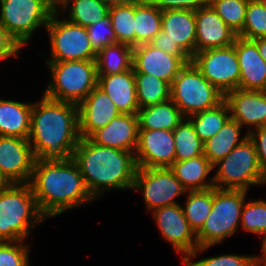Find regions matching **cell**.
Listing matches in <instances>:
<instances>
[{"label":"cell","mask_w":266,"mask_h":266,"mask_svg":"<svg viewBox=\"0 0 266 266\" xmlns=\"http://www.w3.org/2000/svg\"><path fill=\"white\" fill-rule=\"evenodd\" d=\"M80 138L78 105L44 95L32 104L28 141L37 160L72 158Z\"/></svg>","instance_id":"1"},{"label":"cell","mask_w":266,"mask_h":266,"mask_svg":"<svg viewBox=\"0 0 266 266\" xmlns=\"http://www.w3.org/2000/svg\"><path fill=\"white\" fill-rule=\"evenodd\" d=\"M29 185L37 206L46 219L94 199L72 158L36 159Z\"/></svg>","instance_id":"2"},{"label":"cell","mask_w":266,"mask_h":266,"mask_svg":"<svg viewBox=\"0 0 266 266\" xmlns=\"http://www.w3.org/2000/svg\"><path fill=\"white\" fill-rule=\"evenodd\" d=\"M72 159L93 198L107 189H133L137 164L133 152L95 144L80 138Z\"/></svg>","instance_id":"3"},{"label":"cell","mask_w":266,"mask_h":266,"mask_svg":"<svg viewBox=\"0 0 266 266\" xmlns=\"http://www.w3.org/2000/svg\"><path fill=\"white\" fill-rule=\"evenodd\" d=\"M45 219L29 183H12L0 191V242L24 241Z\"/></svg>","instance_id":"4"},{"label":"cell","mask_w":266,"mask_h":266,"mask_svg":"<svg viewBox=\"0 0 266 266\" xmlns=\"http://www.w3.org/2000/svg\"><path fill=\"white\" fill-rule=\"evenodd\" d=\"M248 191L213 187V205L202 228L196 233L199 247L186 260L232 236L241 220Z\"/></svg>","instance_id":"5"},{"label":"cell","mask_w":266,"mask_h":266,"mask_svg":"<svg viewBox=\"0 0 266 266\" xmlns=\"http://www.w3.org/2000/svg\"><path fill=\"white\" fill-rule=\"evenodd\" d=\"M52 82L44 90V96L79 105L97 86L95 60L46 61Z\"/></svg>","instance_id":"6"},{"label":"cell","mask_w":266,"mask_h":266,"mask_svg":"<svg viewBox=\"0 0 266 266\" xmlns=\"http://www.w3.org/2000/svg\"><path fill=\"white\" fill-rule=\"evenodd\" d=\"M216 166H219L218 170L212 176L215 188L247 191L251 185L264 184L266 173L261 169L257 151L249 137Z\"/></svg>","instance_id":"7"},{"label":"cell","mask_w":266,"mask_h":266,"mask_svg":"<svg viewBox=\"0 0 266 266\" xmlns=\"http://www.w3.org/2000/svg\"><path fill=\"white\" fill-rule=\"evenodd\" d=\"M170 99L185 118L217 106L224 94L213 86L195 65L186 64L170 86Z\"/></svg>","instance_id":"8"},{"label":"cell","mask_w":266,"mask_h":266,"mask_svg":"<svg viewBox=\"0 0 266 266\" xmlns=\"http://www.w3.org/2000/svg\"><path fill=\"white\" fill-rule=\"evenodd\" d=\"M0 24L24 47L33 31L46 27L56 0H0Z\"/></svg>","instance_id":"9"},{"label":"cell","mask_w":266,"mask_h":266,"mask_svg":"<svg viewBox=\"0 0 266 266\" xmlns=\"http://www.w3.org/2000/svg\"><path fill=\"white\" fill-rule=\"evenodd\" d=\"M59 10L55 9L45 27L51 44V58L46 61L96 60L86 27L68 20H58Z\"/></svg>","instance_id":"10"},{"label":"cell","mask_w":266,"mask_h":266,"mask_svg":"<svg viewBox=\"0 0 266 266\" xmlns=\"http://www.w3.org/2000/svg\"><path fill=\"white\" fill-rule=\"evenodd\" d=\"M191 62L224 95L239 88L240 69L233 44L196 52Z\"/></svg>","instance_id":"11"},{"label":"cell","mask_w":266,"mask_h":266,"mask_svg":"<svg viewBox=\"0 0 266 266\" xmlns=\"http://www.w3.org/2000/svg\"><path fill=\"white\" fill-rule=\"evenodd\" d=\"M133 188L143 191L148 211L177 204L175 198L187 193L173 171L166 167H137Z\"/></svg>","instance_id":"12"},{"label":"cell","mask_w":266,"mask_h":266,"mask_svg":"<svg viewBox=\"0 0 266 266\" xmlns=\"http://www.w3.org/2000/svg\"><path fill=\"white\" fill-rule=\"evenodd\" d=\"M153 216L163 238L173 245L177 252L184 254L182 262L199 247L196 233L186 220L181 205L177 203L157 208L153 210Z\"/></svg>","instance_id":"13"},{"label":"cell","mask_w":266,"mask_h":266,"mask_svg":"<svg viewBox=\"0 0 266 266\" xmlns=\"http://www.w3.org/2000/svg\"><path fill=\"white\" fill-rule=\"evenodd\" d=\"M134 155L139 168H169L175 162L173 131L139 130Z\"/></svg>","instance_id":"14"},{"label":"cell","mask_w":266,"mask_h":266,"mask_svg":"<svg viewBox=\"0 0 266 266\" xmlns=\"http://www.w3.org/2000/svg\"><path fill=\"white\" fill-rule=\"evenodd\" d=\"M35 160L28 139L0 135V170L11 183H29Z\"/></svg>","instance_id":"15"},{"label":"cell","mask_w":266,"mask_h":266,"mask_svg":"<svg viewBox=\"0 0 266 266\" xmlns=\"http://www.w3.org/2000/svg\"><path fill=\"white\" fill-rule=\"evenodd\" d=\"M186 63L178 56L157 49L149 43L133 47L134 73H145L166 81L170 86Z\"/></svg>","instance_id":"16"},{"label":"cell","mask_w":266,"mask_h":266,"mask_svg":"<svg viewBox=\"0 0 266 266\" xmlns=\"http://www.w3.org/2000/svg\"><path fill=\"white\" fill-rule=\"evenodd\" d=\"M78 110L81 138H89L121 114L110 97L98 86L78 105Z\"/></svg>","instance_id":"17"},{"label":"cell","mask_w":266,"mask_h":266,"mask_svg":"<svg viewBox=\"0 0 266 266\" xmlns=\"http://www.w3.org/2000/svg\"><path fill=\"white\" fill-rule=\"evenodd\" d=\"M231 119L256 128L266 125V91L235 89L224 95Z\"/></svg>","instance_id":"18"},{"label":"cell","mask_w":266,"mask_h":266,"mask_svg":"<svg viewBox=\"0 0 266 266\" xmlns=\"http://www.w3.org/2000/svg\"><path fill=\"white\" fill-rule=\"evenodd\" d=\"M196 52L232 45L237 34L208 5L195 11Z\"/></svg>","instance_id":"19"},{"label":"cell","mask_w":266,"mask_h":266,"mask_svg":"<svg viewBox=\"0 0 266 266\" xmlns=\"http://www.w3.org/2000/svg\"><path fill=\"white\" fill-rule=\"evenodd\" d=\"M240 69L239 89L266 91V61L254 40L237 36L233 43Z\"/></svg>","instance_id":"20"},{"label":"cell","mask_w":266,"mask_h":266,"mask_svg":"<svg viewBox=\"0 0 266 266\" xmlns=\"http://www.w3.org/2000/svg\"><path fill=\"white\" fill-rule=\"evenodd\" d=\"M139 134L137 114H119L95 131L89 139L95 144L135 152Z\"/></svg>","instance_id":"21"},{"label":"cell","mask_w":266,"mask_h":266,"mask_svg":"<svg viewBox=\"0 0 266 266\" xmlns=\"http://www.w3.org/2000/svg\"><path fill=\"white\" fill-rule=\"evenodd\" d=\"M97 76V86L110 97L120 113L137 114L139 105L133 68L118 74Z\"/></svg>","instance_id":"22"},{"label":"cell","mask_w":266,"mask_h":266,"mask_svg":"<svg viewBox=\"0 0 266 266\" xmlns=\"http://www.w3.org/2000/svg\"><path fill=\"white\" fill-rule=\"evenodd\" d=\"M162 30L190 57L196 53L195 10L162 11Z\"/></svg>","instance_id":"23"},{"label":"cell","mask_w":266,"mask_h":266,"mask_svg":"<svg viewBox=\"0 0 266 266\" xmlns=\"http://www.w3.org/2000/svg\"><path fill=\"white\" fill-rule=\"evenodd\" d=\"M187 191L207 190L215 187L213 178L207 183V176L215 169L203 155L184 161H175L169 167Z\"/></svg>","instance_id":"24"},{"label":"cell","mask_w":266,"mask_h":266,"mask_svg":"<svg viewBox=\"0 0 266 266\" xmlns=\"http://www.w3.org/2000/svg\"><path fill=\"white\" fill-rule=\"evenodd\" d=\"M32 104L0 99V135L28 139Z\"/></svg>","instance_id":"25"},{"label":"cell","mask_w":266,"mask_h":266,"mask_svg":"<svg viewBox=\"0 0 266 266\" xmlns=\"http://www.w3.org/2000/svg\"><path fill=\"white\" fill-rule=\"evenodd\" d=\"M139 130L173 131L185 118L171 100L141 108L137 112Z\"/></svg>","instance_id":"26"},{"label":"cell","mask_w":266,"mask_h":266,"mask_svg":"<svg viewBox=\"0 0 266 266\" xmlns=\"http://www.w3.org/2000/svg\"><path fill=\"white\" fill-rule=\"evenodd\" d=\"M241 129L242 126L230 118L217 134L204 142L203 154L213 166L248 137L245 135L239 139Z\"/></svg>","instance_id":"27"},{"label":"cell","mask_w":266,"mask_h":266,"mask_svg":"<svg viewBox=\"0 0 266 266\" xmlns=\"http://www.w3.org/2000/svg\"><path fill=\"white\" fill-rule=\"evenodd\" d=\"M135 46L149 43L162 30V11L149 0L135 2Z\"/></svg>","instance_id":"28"},{"label":"cell","mask_w":266,"mask_h":266,"mask_svg":"<svg viewBox=\"0 0 266 266\" xmlns=\"http://www.w3.org/2000/svg\"><path fill=\"white\" fill-rule=\"evenodd\" d=\"M97 75H112L132 69L133 47L125 43L105 46L96 54Z\"/></svg>","instance_id":"29"},{"label":"cell","mask_w":266,"mask_h":266,"mask_svg":"<svg viewBox=\"0 0 266 266\" xmlns=\"http://www.w3.org/2000/svg\"><path fill=\"white\" fill-rule=\"evenodd\" d=\"M187 118L193 125L200 140L204 143L213 137L231 118L228 104L225 100L217 106L191 115Z\"/></svg>","instance_id":"30"},{"label":"cell","mask_w":266,"mask_h":266,"mask_svg":"<svg viewBox=\"0 0 266 266\" xmlns=\"http://www.w3.org/2000/svg\"><path fill=\"white\" fill-rule=\"evenodd\" d=\"M71 0H56V9L64 12ZM61 8V9H59ZM109 7L99 0H74L69 10L68 21L88 27L108 15Z\"/></svg>","instance_id":"31"},{"label":"cell","mask_w":266,"mask_h":266,"mask_svg":"<svg viewBox=\"0 0 266 266\" xmlns=\"http://www.w3.org/2000/svg\"><path fill=\"white\" fill-rule=\"evenodd\" d=\"M139 109L170 99V85L156 76L134 73Z\"/></svg>","instance_id":"32"},{"label":"cell","mask_w":266,"mask_h":266,"mask_svg":"<svg viewBox=\"0 0 266 266\" xmlns=\"http://www.w3.org/2000/svg\"><path fill=\"white\" fill-rule=\"evenodd\" d=\"M213 205V188L207 190L187 191L184 215L190 227L197 233L211 213Z\"/></svg>","instance_id":"33"},{"label":"cell","mask_w":266,"mask_h":266,"mask_svg":"<svg viewBox=\"0 0 266 266\" xmlns=\"http://www.w3.org/2000/svg\"><path fill=\"white\" fill-rule=\"evenodd\" d=\"M185 120L173 130L175 161L189 160L204 153V143L196 134L192 123L188 119Z\"/></svg>","instance_id":"34"},{"label":"cell","mask_w":266,"mask_h":266,"mask_svg":"<svg viewBox=\"0 0 266 266\" xmlns=\"http://www.w3.org/2000/svg\"><path fill=\"white\" fill-rule=\"evenodd\" d=\"M108 15L113 30L117 37V43H125L135 46V2L109 7Z\"/></svg>","instance_id":"35"},{"label":"cell","mask_w":266,"mask_h":266,"mask_svg":"<svg viewBox=\"0 0 266 266\" xmlns=\"http://www.w3.org/2000/svg\"><path fill=\"white\" fill-rule=\"evenodd\" d=\"M238 36L254 40L266 37V4L258 0H248L243 29Z\"/></svg>","instance_id":"36"},{"label":"cell","mask_w":266,"mask_h":266,"mask_svg":"<svg viewBox=\"0 0 266 266\" xmlns=\"http://www.w3.org/2000/svg\"><path fill=\"white\" fill-rule=\"evenodd\" d=\"M209 5L236 34L243 29L248 0H210Z\"/></svg>","instance_id":"37"},{"label":"cell","mask_w":266,"mask_h":266,"mask_svg":"<svg viewBox=\"0 0 266 266\" xmlns=\"http://www.w3.org/2000/svg\"><path fill=\"white\" fill-rule=\"evenodd\" d=\"M241 226L250 233L266 234V201L256 200L243 204L241 211Z\"/></svg>","instance_id":"38"},{"label":"cell","mask_w":266,"mask_h":266,"mask_svg":"<svg viewBox=\"0 0 266 266\" xmlns=\"http://www.w3.org/2000/svg\"><path fill=\"white\" fill-rule=\"evenodd\" d=\"M91 45L98 52L105 46L117 43L115 31L110 23L109 15L86 27Z\"/></svg>","instance_id":"39"},{"label":"cell","mask_w":266,"mask_h":266,"mask_svg":"<svg viewBox=\"0 0 266 266\" xmlns=\"http://www.w3.org/2000/svg\"><path fill=\"white\" fill-rule=\"evenodd\" d=\"M23 241L0 242V266H29V248Z\"/></svg>","instance_id":"40"},{"label":"cell","mask_w":266,"mask_h":266,"mask_svg":"<svg viewBox=\"0 0 266 266\" xmlns=\"http://www.w3.org/2000/svg\"><path fill=\"white\" fill-rule=\"evenodd\" d=\"M183 262V266H254V256L226 254L208 257L196 262H191V260Z\"/></svg>","instance_id":"41"},{"label":"cell","mask_w":266,"mask_h":266,"mask_svg":"<svg viewBox=\"0 0 266 266\" xmlns=\"http://www.w3.org/2000/svg\"><path fill=\"white\" fill-rule=\"evenodd\" d=\"M149 44L166 53L180 57L186 64L191 62V57L178 45V43L171 41L163 30H161L149 42Z\"/></svg>","instance_id":"42"},{"label":"cell","mask_w":266,"mask_h":266,"mask_svg":"<svg viewBox=\"0 0 266 266\" xmlns=\"http://www.w3.org/2000/svg\"><path fill=\"white\" fill-rule=\"evenodd\" d=\"M161 11L164 10H198L209 5L210 0H149Z\"/></svg>","instance_id":"43"},{"label":"cell","mask_w":266,"mask_h":266,"mask_svg":"<svg viewBox=\"0 0 266 266\" xmlns=\"http://www.w3.org/2000/svg\"><path fill=\"white\" fill-rule=\"evenodd\" d=\"M255 131L250 128L247 135L254 143L261 169L266 173V125L256 128Z\"/></svg>","instance_id":"44"},{"label":"cell","mask_w":266,"mask_h":266,"mask_svg":"<svg viewBox=\"0 0 266 266\" xmlns=\"http://www.w3.org/2000/svg\"><path fill=\"white\" fill-rule=\"evenodd\" d=\"M23 48L8 31L0 24V60H5L12 56H18Z\"/></svg>","instance_id":"45"},{"label":"cell","mask_w":266,"mask_h":266,"mask_svg":"<svg viewBox=\"0 0 266 266\" xmlns=\"http://www.w3.org/2000/svg\"><path fill=\"white\" fill-rule=\"evenodd\" d=\"M262 241V256H254V266H266V234L263 235Z\"/></svg>","instance_id":"46"},{"label":"cell","mask_w":266,"mask_h":266,"mask_svg":"<svg viewBox=\"0 0 266 266\" xmlns=\"http://www.w3.org/2000/svg\"><path fill=\"white\" fill-rule=\"evenodd\" d=\"M258 47L259 54L266 61V37L254 39Z\"/></svg>","instance_id":"47"},{"label":"cell","mask_w":266,"mask_h":266,"mask_svg":"<svg viewBox=\"0 0 266 266\" xmlns=\"http://www.w3.org/2000/svg\"><path fill=\"white\" fill-rule=\"evenodd\" d=\"M99 1L101 3L107 5L108 7H111V6H118V5H122V4L137 2V1H141V0H99Z\"/></svg>","instance_id":"48"},{"label":"cell","mask_w":266,"mask_h":266,"mask_svg":"<svg viewBox=\"0 0 266 266\" xmlns=\"http://www.w3.org/2000/svg\"><path fill=\"white\" fill-rule=\"evenodd\" d=\"M12 183L7 179V177L0 170V191L9 187Z\"/></svg>","instance_id":"49"},{"label":"cell","mask_w":266,"mask_h":266,"mask_svg":"<svg viewBox=\"0 0 266 266\" xmlns=\"http://www.w3.org/2000/svg\"><path fill=\"white\" fill-rule=\"evenodd\" d=\"M258 1L264 2L266 4V0H258Z\"/></svg>","instance_id":"50"}]
</instances>
